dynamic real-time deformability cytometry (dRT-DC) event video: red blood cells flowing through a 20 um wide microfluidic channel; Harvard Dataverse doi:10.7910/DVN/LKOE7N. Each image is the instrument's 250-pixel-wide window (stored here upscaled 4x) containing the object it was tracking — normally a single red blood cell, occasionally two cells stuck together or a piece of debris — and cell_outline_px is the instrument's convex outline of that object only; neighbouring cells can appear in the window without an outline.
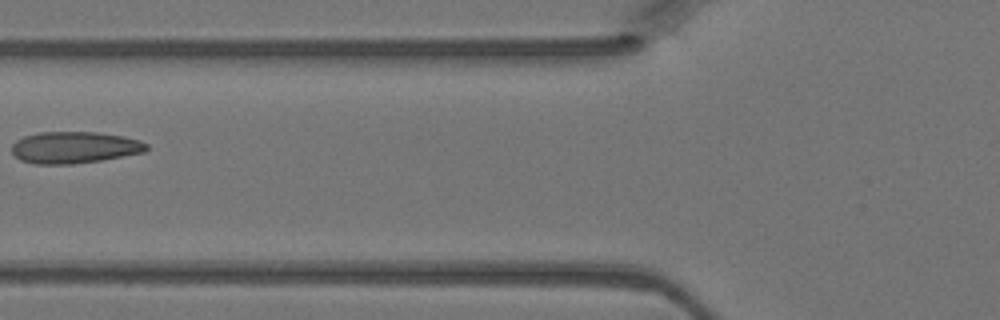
{"species": "Egyptian fruit bat (a non-hibernating species)", "species_latin": "Rousettus aegyptiacus", "temperature_condition": "warm", "stored_images_in_passage": 6, "camera_frame_rate_fps": 3000, "um_per_image_px": 0.085, "animal": {"sex": "female"}, "frame": {"image": 1, "passage_image": 6, "time_ms": 1.667, "image_size_px": [1000, 320], "cell_outline_px": [[148, 148], [144, 152], [100, 160], [72, 164], [36, 164], [20, 160], [12, 152], [12, 144], [16, 140], [24, 136], [40, 132], [96, 132], [124, 136], [140, 140], [148, 144]], "centroid_in_image_um": [6.32, 12.53], "position_along_channel_um": 119.5, "area_um2": 24.85}}